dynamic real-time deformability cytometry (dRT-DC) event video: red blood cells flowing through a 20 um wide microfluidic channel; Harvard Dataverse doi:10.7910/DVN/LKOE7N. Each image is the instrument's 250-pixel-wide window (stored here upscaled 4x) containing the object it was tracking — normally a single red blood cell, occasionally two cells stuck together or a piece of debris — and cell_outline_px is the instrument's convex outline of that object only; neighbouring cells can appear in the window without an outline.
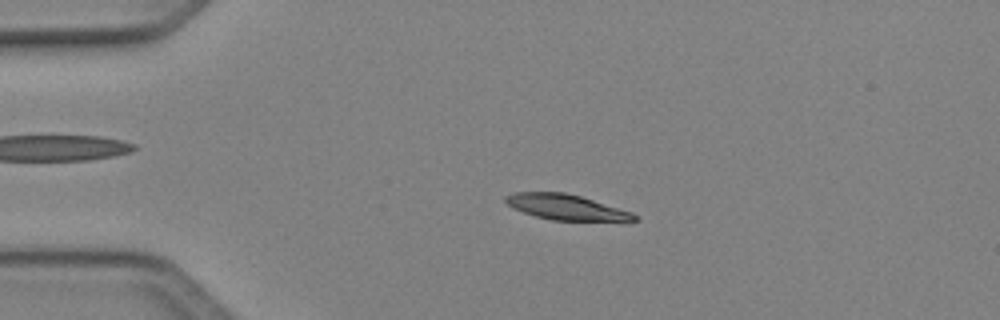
{"species": "Egyptian fruit bat (a non-hibernating species)", "species_latin": "Rousettus aegyptiacus", "temperature_condition": "cold", "stored_images_in_passage": 49, "camera_frame_rate_fps": 3000, "um_per_image_px": 0.085, "animal": {"sex": "female"}, "frame": {"image": 1, "passage_image": 11, "time_ms": 3.333, "image_size_px": [1000, 320], "cell_outline_px": [[636, 220], [552, 220], [536, 216], [512, 208], [504, 200], [504, 196], [512, 192], [564, 192], [580, 196], [632, 212], [636, 216]], "centroid_in_image_um": [48.03, 17.59], "position_along_channel_um": 37.0, "area_um2": 18.67}}
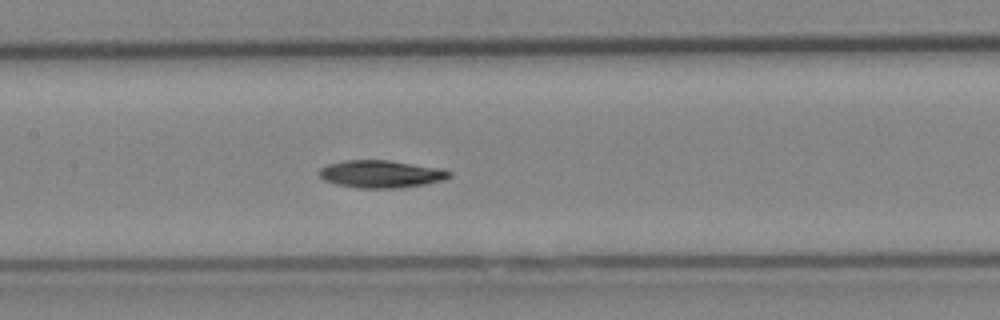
{"frame": {"image": 2, "passage_image": 24, "time_ms": 7.667, "image_size_px": [1000, 320], "cell_outline_px": [[452, 176], [444, 180], [424, 184], [396, 188], [360, 188], [336, 184], [324, 180], [320, 176], [320, 168], [328, 164], [344, 160], [388, 160], [444, 168], [452, 172]], "centroid_in_image_um": [32.43, 14.78], "position_along_channel_um": 175.0, "area_um2": 20.92}}
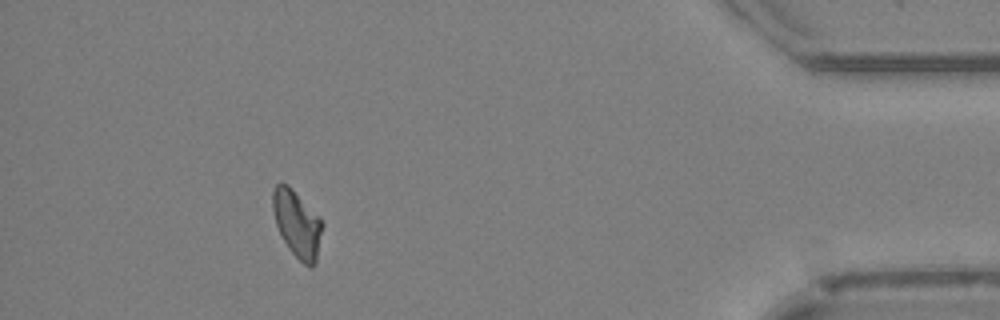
{"frame": {"image": 3, "passage_image": 45, "time_ms": 14.667, "image_size_px": [1000, 320], "cell_outline_px": [[324, 224], [316, 264], [312, 268], [304, 264], [288, 248], [276, 224], [272, 208], [272, 192], [276, 184], [288, 184], [320, 216]], "centroid_in_image_um": [25.29, 19.03], "position_along_channel_um": 409.9, "area_um2": 19.48}, "authors_computed_cell_mechanics": {"area_um2": 19.652, "velocity_mm_per_s": 4.116, "shape_relaxation_time_tau1_ms": 4.3495, "shape_relaxation_time_tau2_ms": 5.7694, "deformation_change_tau1": 0.1055, "deformation_change_tau2": 0.0908}}